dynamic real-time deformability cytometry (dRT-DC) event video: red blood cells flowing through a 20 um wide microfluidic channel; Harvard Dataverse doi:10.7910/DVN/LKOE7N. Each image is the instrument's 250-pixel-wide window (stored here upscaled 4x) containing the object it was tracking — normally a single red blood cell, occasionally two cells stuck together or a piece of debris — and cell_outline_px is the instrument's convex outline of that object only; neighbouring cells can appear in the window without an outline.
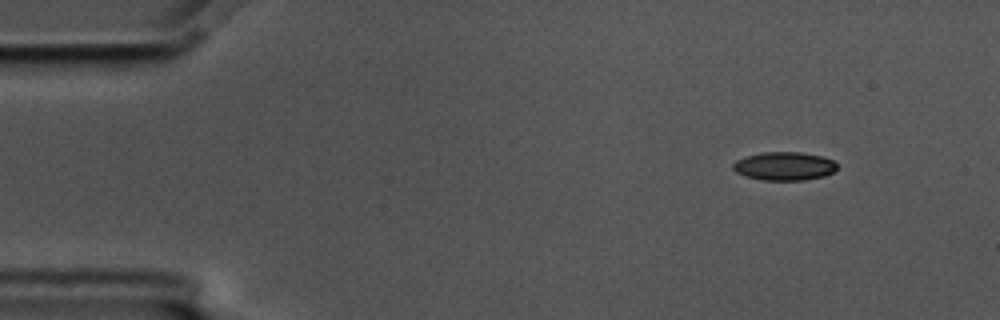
{"species": "common noctule bat (a hibernating species)", "species_latin": "Nyctalus noctula", "temperature_condition": "cold", "stored_images_in_passage": 53, "camera_frame_rate_fps": 3000, "um_per_image_px": 0.085, "animal": {"sex": "male", "body_mass_g": 17.5, "forearm_length_mm": 52.3}, "frame": {"image": 1, "passage_image": 1, "time_ms": 0.0, "image_size_px": [1000, 320], "cell_outline_px": [[836, 168], [832, 172], [824, 176], [804, 180], [760, 180], [744, 176], [736, 172], [732, 168], [732, 164], [736, 160], [744, 156], [760, 152], [800, 152], [820, 156], [832, 160], [836, 164]], "centroid_in_image_um": [66.6, 14.12], "position_along_channel_um": 18.4, "area_um2": 17.28}}
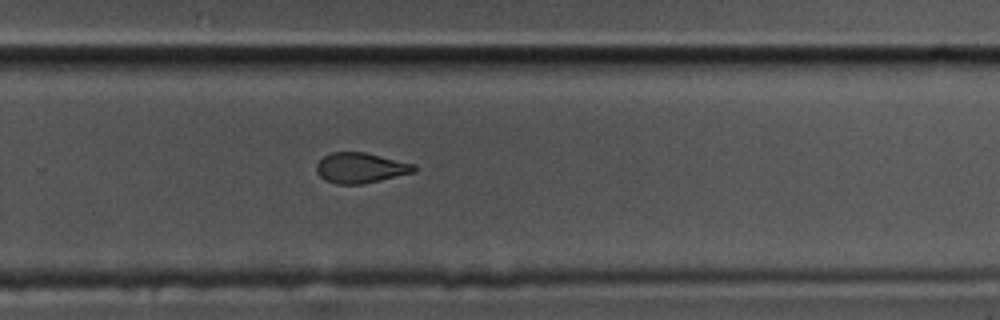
{"frame": {"image": 2, "passage_image": 33, "time_ms": 10.667, "image_size_px": [1000, 320], "cell_outline_px": [[416, 172], [364, 184], [336, 184], [324, 180], [316, 172], [316, 164], [324, 156], [332, 152], [364, 152], [416, 164]], "centroid_in_image_um": [30.66, 14.28], "position_along_channel_um": 299.1, "area_um2": 17.4}}
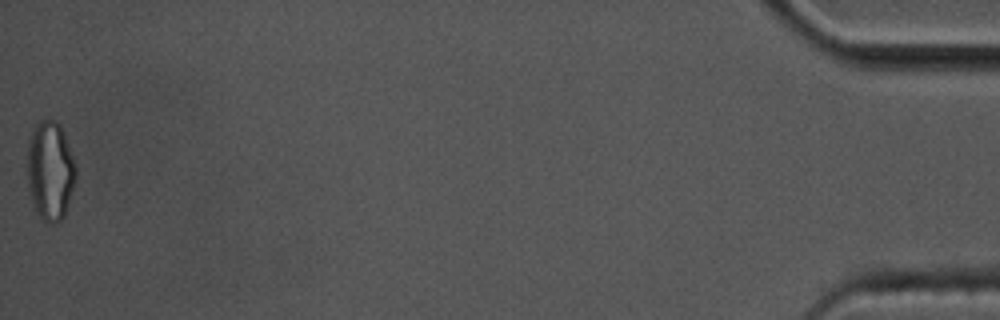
{"frame": {"image": 3, "passage_image": 53, "time_ms": 17.333, "image_size_px": [1000, 320], "cell_outline_px": [[76, 180], [64, 216], [60, 220], [52, 224], [48, 224], [36, 212], [28, 192], [28, 140], [32, 128], [36, 120], [56, 120], [60, 124], [64, 132], [76, 168]], "centroid_in_image_um": [4.25, 14.49], "position_along_channel_um": 430.9, "area_um2": 28.32}, "authors_computed_cell_mechanics": {"area_um2": 18.3804, "velocity_mm_per_s": 3.461, "shape_relaxation_time_tau1_ms": 8.1899, "shape_relaxation_time_tau2_ms": 2.8199, "deformation_change_tau1": 0.182, "deformation_change_tau2": 0.0815}}